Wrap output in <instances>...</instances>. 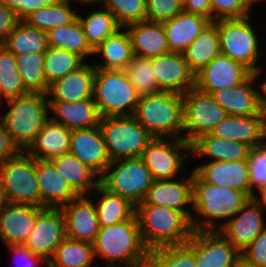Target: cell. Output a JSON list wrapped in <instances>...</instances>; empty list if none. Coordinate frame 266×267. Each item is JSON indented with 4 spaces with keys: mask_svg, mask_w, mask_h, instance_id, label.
Listing matches in <instances>:
<instances>
[{
    "mask_svg": "<svg viewBox=\"0 0 266 267\" xmlns=\"http://www.w3.org/2000/svg\"><path fill=\"white\" fill-rule=\"evenodd\" d=\"M188 243L194 248L196 267H237L241 252L220 231H193Z\"/></svg>",
    "mask_w": 266,
    "mask_h": 267,
    "instance_id": "4fadbf2b",
    "label": "cell"
},
{
    "mask_svg": "<svg viewBox=\"0 0 266 267\" xmlns=\"http://www.w3.org/2000/svg\"><path fill=\"white\" fill-rule=\"evenodd\" d=\"M72 130L50 117L26 152L35 159L51 160L70 151Z\"/></svg>",
    "mask_w": 266,
    "mask_h": 267,
    "instance_id": "83f0119b",
    "label": "cell"
},
{
    "mask_svg": "<svg viewBox=\"0 0 266 267\" xmlns=\"http://www.w3.org/2000/svg\"><path fill=\"white\" fill-rule=\"evenodd\" d=\"M35 172L41 208H61L78 197L50 160L35 159Z\"/></svg>",
    "mask_w": 266,
    "mask_h": 267,
    "instance_id": "603a6c76",
    "label": "cell"
},
{
    "mask_svg": "<svg viewBox=\"0 0 266 267\" xmlns=\"http://www.w3.org/2000/svg\"><path fill=\"white\" fill-rule=\"evenodd\" d=\"M258 193L261 194V198L254 194L252 199L262 208H266V185L258 190Z\"/></svg>",
    "mask_w": 266,
    "mask_h": 267,
    "instance_id": "680465c9",
    "label": "cell"
},
{
    "mask_svg": "<svg viewBox=\"0 0 266 267\" xmlns=\"http://www.w3.org/2000/svg\"><path fill=\"white\" fill-rule=\"evenodd\" d=\"M94 256L108 264H142L149 258V249L144 245L136 215L118 224L100 227L92 242Z\"/></svg>",
    "mask_w": 266,
    "mask_h": 267,
    "instance_id": "3957f363",
    "label": "cell"
},
{
    "mask_svg": "<svg viewBox=\"0 0 266 267\" xmlns=\"http://www.w3.org/2000/svg\"><path fill=\"white\" fill-rule=\"evenodd\" d=\"M149 258L158 267H196L195 251L188 242L152 249Z\"/></svg>",
    "mask_w": 266,
    "mask_h": 267,
    "instance_id": "ee69618b",
    "label": "cell"
},
{
    "mask_svg": "<svg viewBox=\"0 0 266 267\" xmlns=\"http://www.w3.org/2000/svg\"><path fill=\"white\" fill-rule=\"evenodd\" d=\"M237 267H248L245 264H243L242 262L237 266Z\"/></svg>",
    "mask_w": 266,
    "mask_h": 267,
    "instance_id": "003e7915",
    "label": "cell"
},
{
    "mask_svg": "<svg viewBox=\"0 0 266 267\" xmlns=\"http://www.w3.org/2000/svg\"><path fill=\"white\" fill-rule=\"evenodd\" d=\"M49 109L55 115L50 118L70 130L99 126L100 113L94 98L77 102L49 101Z\"/></svg>",
    "mask_w": 266,
    "mask_h": 267,
    "instance_id": "4316f807",
    "label": "cell"
},
{
    "mask_svg": "<svg viewBox=\"0 0 266 267\" xmlns=\"http://www.w3.org/2000/svg\"><path fill=\"white\" fill-rule=\"evenodd\" d=\"M241 262L248 267H266V227L241 251Z\"/></svg>",
    "mask_w": 266,
    "mask_h": 267,
    "instance_id": "f907efd6",
    "label": "cell"
},
{
    "mask_svg": "<svg viewBox=\"0 0 266 267\" xmlns=\"http://www.w3.org/2000/svg\"><path fill=\"white\" fill-rule=\"evenodd\" d=\"M90 196H78L60 209L65 217L66 237L92 243L100 231L95 203Z\"/></svg>",
    "mask_w": 266,
    "mask_h": 267,
    "instance_id": "d6986e66",
    "label": "cell"
},
{
    "mask_svg": "<svg viewBox=\"0 0 266 267\" xmlns=\"http://www.w3.org/2000/svg\"><path fill=\"white\" fill-rule=\"evenodd\" d=\"M250 183V198L266 185V142L251 147L247 159ZM257 188V189H254Z\"/></svg>",
    "mask_w": 266,
    "mask_h": 267,
    "instance_id": "7dc6e473",
    "label": "cell"
},
{
    "mask_svg": "<svg viewBox=\"0 0 266 267\" xmlns=\"http://www.w3.org/2000/svg\"><path fill=\"white\" fill-rule=\"evenodd\" d=\"M78 20L83 27L87 42L93 50L121 28L115 17L106 8L92 11L86 18L78 14Z\"/></svg>",
    "mask_w": 266,
    "mask_h": 267,
    "instance_id": "60d3db41",
    "label": "cell"
},
{
    "mask_svg": "<svg viewBox=\"0 0 266 267\" xmlns=\"http://www.w3.org/2000/svg\"><path fill=\"white\" fill-rule=\"evenodd\" d=\"M120 28L115 33L107 37L97 48L94 54L101 53L104 64H95V68L106 70H124L133 60L134 53L129 34L121 31Z\"/></svg>",
    "mask_w": 266,
    "mask_h": 267,
    "instance_id": "d6a6232c",
    "label": "cell"
},
{
    "mask_svg": "<svg viewBox=\"0 0 266 267\" xmlns=\"http://www.w3.org/2000/svg\"><path fill=\"white\" fill-rule=\"evenodd\" d=\"M46 96L29 92L6 101L10 108L0 121L21 151L28 149L49 118V98Z\"/></svg>",
    "mask_w": 266,
    "mask_h": 267,
    "instance_id": "5b68a950",
    "label": "cell"
},
{
    "mask_svg": "<svg viewBox=\"0 0 266 267\" xmlns=\"http://www.w3.org/2000/svg\"><path fill=\"white\" fill-rule=\"evenodd\" d=\"M21 150L14 143L9 133L5 130L3 123L0 121V165L7 159L17 156Z\"/></svg>",
    "mask_w": 266,
    "mask_h": 267,
    "instance_id": "816d5d0a",
    "label": "cell"
},
{
    "mask_svg": "<svg viewBox=\"0 0 266 267\" xmlns=\"http://www.w3.org/2000/svg\"><path fill=\"white\" fill-rule=\"evenodd\" d=\"M250 16L243 19H220L213 23L219 35L220 53L241 63L258 77L261 69L257 35L251 26Z\"/></svg>",
    "mask_w": 266,
    "mask_h": 267,
    "instance_id": "9c48e42d",
    "label": "cell"
},
{
    "mask_svg": "<svg viewBox=\"0 0 266 267\" xmlns=\"http://www.w3.org/2000/svg\"><path fill=\"white\" fill-rule=\"evenodd\" d=\"M106 267H122V264H108ZM123 267H141V264H124Z\"/></svg>",
    "mask_w": 266,
    "mask_h": 267,
    "instance_id": "be15d7a7",
    "label": "cell"
},
{
    "mask_svg": "<svg viewBox=\"0 0 266 267\" xmlns=\"http://www.w3.org/2000/svg\"><path fill=\"white\" fill-rule=\"evenodd\" d=\"M183 11L203 16L212 22L210 0H183Z\"/></svg>",
    "mask_w": 266,
    "mask_h": 267,
    "instance_id": "db71d44e",
    "label": "cell"
},
{
    "mask_svg": "<svg viewBox=\"0 0 266 267\" xmlns=\"http://www.w3.org/2000/svg\"><path fill=\"white\" fill-rule=\"evenodd\" d=\"M70 1L64 0L56 5L41 7L23 21L29 26L46 32L49 29L70 24L78 18V14L71 10Z\"/></svg>",
    "mask_w": 266,
    "mask_h": 267,
    "instance_id": "ab89813d",
    "label": "cell"
},
{
    "mask_svg": "<svg viewBox=\"0 0 266 267\" xmlns=\"http://www.w3.org/2000/svg\"><path fill=\"white\" fill-rule=\"evenodd\" d=\"M211 134L254 147L266 138V121L263 115H228L214 127Z\"/></svg>",
    "mask_w": 266,
    "mask_h": 267,
    "instance_id": "d4e9b609",
    "label": "cell"
},
{
    "mask_svg": "<svg viewBox=\"0 0 266 267\" xmlns=\"http://www.w3.org/2000/svg\"><path fill=\"white\" fill-rule=\"evenodd\" d=\"M183 139L190 144L199 136L211 133L228 114L211 94L191 88L183 95Z\"/></svg>",
    "mask_w": 266,
    "mask_h": 267,
    "instance_id": "8fae6325",
    "label": "cell"
},
{
    "mask_svg": "<svg viewBox=\"0 0 266 267\" xmlns=\"http://www.w3.org/2000/svg\"><path fill=\"white\" fill-rule=\"evenodd\" d=\"M20 0H0L5 6L12 11L18 6Z\"/></svg>",
    "mask_w": 266,
    "mask_h": 267,
    "instance_id": "94428289",
    "label": "cell"
},
{
    "mask_svg": "<svg viewBox=\"0 0 266 267\" xmlns=\"http://www.w3.org/2000/svg\"><path fill=\"white\" fill-rule=\"evenodd\" d=\"M121 28L146 20V0H103Z\"/></svg>",
    "mask_w": 266,
    "mask_h": 267,
    "instance_id": "bcb514c9",
    "label": "cell"
},
{
    "mask_svg": "<svg viewBox=\"0 0 266 267\" xmlns=\"http://www.w3.org/2000/svg\"><path fill=\"white\" fill-rule=\"evenodd\" d=\"M7 203H8V200L6 198L5 191L3 189L2 181L0 178V212L7 205Z\"/></svg>",
    "mask_w": 266,
    "mask_h": 267,
    "instance_id": "91938a15",
    "label": "cell"
},
{
    "mask_svg": "<svg viewBox=\"0 0 266 267\" xmlns=\"http://www.w3.org/2000/svg\"><path fill=\"white\" fill-rule=\"evenodd\" d=\"M124 70L140 96L161 91L153 75L151 58L134 55Z\"/></svg>",
    "mask_w": 266,
    "mask_h": 267,
    "instance_id": "f6af8a7d",
    "label": "cell"
},
{
    "mask_svg": "<svg viewBox=\"0 0 266 267\" xmlns=\"http://www.w3.org/2000/svg\"><path fill=\"white\" fill-rule=\"evenodd\" d=\"M133 116L153 137L163 138L170 135L173 139H183L181 94L159 91L142 95Z\"/></svg>",
    "mask_w": 266,
    "mask_h": 267,
    "instance_id": "277c9868",
    "label": "cell"
},
{
    "mask_svg": "<svg viewBox=\"0 0 266 267\" xmlns=\"http://www.w3.org/2000/svg\"><path fill=\"white\" fill-rule=\"evenodd\" d=\"M93 98L101 117H118L134 115L140 95L125 70L95 68Z\"/></svg>",
    "mask_w": 266,
    "mask_h": 267,
    "instance_id": "8992f818",
    "label": "cell"
},
{
    "mask_svg": "<svg viewBox=\"0 0 266 267\" xmlns=\"http://www.w3.org/2000/svg\"><path fill=\"white\" fill-rule=\"evenodd\" d=\"M46 34L48 47L66 49L78 54L83 59L94 54L78 18L70 24L49 29Z\"/></svg>",
    "mask_w": 266,
    "mask_h": 267,
    "instance_id": "8d00e7d4",
    "label": "cell"
},
{
    "mask_svg": "<svg viewBox=\"0 0 266 267\" xmlns=\"http://www.w3.org/2000/svg\"><path fill=\"white\" fill-rule=\"evenodd\" d=\"M9 250L14 252L18 257L25 260V264L21 266L15 267H37L40 264V261L43 263L47 262L41 256H38L32 253L29 249H27L24 245H9ZM17 259V258H16ZM37 265V266H36Z\"/></svg>",
    "mask_w": 266,
    "mask_h": 267,
    "instance_id": "11a10c76",
    "label": "cell"
},
{
    "mask_svg": "<svg viewBox=\"0 0 266 267\" xmlns=\"http://www.w3.org/2000/svg\"><path fill=\"white\" fill-rule=\"evenodd\" d=\"M203 181L218 187H229L250 197L247 160L210 161L193 170Z\"/></svg>",
    "mask_w": 266,
    "mask_h": 267,
    "instance_id": "7402d4cb",
    "label": "cell"
},
{
    "mask_svg": "<svg viewBox=\"0 0 266 267\" xmlns=\"http://www.w3.org/2000/svg\"><path fill=\"white\" fill-rule=\"evenodd\" d=\"M15 56L46 52L48 48L46 31L29 26L19 20L8 37L1 43Z\"/></svg>",
    "mask_w": 266,
    "mask_h": 267,
    "instance_id": "d590c367",
    "label": "cell"
},
{
    "mask_svg": "<svg viewBox=\"0 0 266 267\" xmlns=\"http://www.w3.org/2000/svg\"><path fill=\"white\" fill-rule=\"evenodd\" d=\"M251 146L240 141L222 139L207 133L199 136L191 143V154L209 156L212 161H242L247 160Z\"/></svg>",
    "mask_w": 266,
    "mask_h": 267,
    "instance_id": "4dcf8cb0",
    "label": "cell"
},
{
    "mask_svg": "<svg viewBox=\"0 0 266 267\" xmlns=\"http://www.w3.org/2000/svg\"><path fill=\"white\" fill-rule=\"evenodd\" d=\"M192 198L191 207L198 216L191 218L193 231H218L214 222L217 219L228 218L230 221L250 199L242 191L211 185L203 181L194 171H192Z\"/></svg>",
    "mask_w": 266,
    "mask_h": 267,
    "instance_id": "6da1fadb",
    "label": "cell"
},
{
    "mask_svg": "<svg viewBox=\"0 0 266 267\" xmlns=\"http://www.w3.org/2000/svg\"><path fill=\"white\" fill-rule=\"evenodd\" d=\"M183 11V0H146V20L163 23Z\"/></svg>",
    "mask_w": 266,
    "mask_h": 267,
    "instance_id": "681fc988",
    "label": "cell"
},
{
    "mask_svg": "<svg viewBox=\"0 0 266 267\" xmlns=\"http://www.w3.org/2000/svg\"><path fill=\"white\" fill-rule=\"evenodd\" d=\"M91 194L100 195V199L98 198L95 201L97 203L95 207L100 227H107L130 220L135 215L134 204L117 194L109 192L101 184Z\"/></svg>",
    "mask_w": 266,
    "mask_h": 267,
    "instance_id": "836d02e7",
    "label": "cell"
},
{
    "mask_svg": "<svg viewBox=\"0 0 266 267\" xmlns=\"http://www.w3.org/2000/svg\"><path fill=\"white\" fill-rule=\"evenodd\" d=\"M99 127L111 162L140 157L154 138L133 115L101 117Z\"/></svg>",
    "mask_w": 266,
    "mask_h": 267,
    "instance_id": "52a82bcc",
    "label": "cell"
},
{
    "mask_svg": "<svg viewBox=\"0 0 266 267\" xmlns=\"http://www.w3.org/2000/svg\"><path fill=\"white\" fill-rule=\"evenodd\" d=\"M78 54L62 48L48 47L44 55V72L47 84L62 79L68 73L81 67L84 62Z\"/></svg>",
    "mask_w": 266,
    "mask_h": 267,
    "instance_id": "b9f144b4",
    "label": "cell"
},
{
    "mask_svg": "<svg viewBox=\"0 0 266 267\" xmlns=\"http://www.w3.org/2000/svg\"><path fill=\"white\" fill-rule=\"evenodd\" d=\"M141 267H158L150 258L141 264Z\"/></svg>",
    "mask_w": 266,
    "mask_h": 267,
    "instance_id": "e7e4bbea",
    "label": "cell"
},
{
    "mask_svg": "<svg viewBox=\"0 0 266 267\" xmlns=\"http://www.w3.org/2000/svg\"><path fill=\"white\" fill-rule=\"evenodd\" d=\"M16 14L0 2V41L3 42L18 22Z\"/></svg>",
    "mask_w": 266,
    "mask_h": 267,
    "instance_id": "f5cc1de1",
    "label": "cell"
},
{
    "mask_svg": "<svg viewBox=\"0 0 266 267\" xmlns=\"http://www.w3.org/2000/svg\"><path fill=\"white\" fill-rule=\"evenodd\" d=\"M78 1H80V2H82V3H85V4H88V3H95V2H103V0H78Z\"/></svg>",
    "mask_w": 266,
    "mask_h": 267,
    "instance_id": "03108f58",
    "label": "cell"
},
{
    "mask_svg": "<svg viewBox=\"0 0 266 267\" xmlns=\"http://www.w3.org/2000/svg\"><path fill=\"white\" fill-rule=\"evenodd\" d=\"M50 161L78 196H90L100 184V178L96 179L97 174L71 153L60 155Z\"/></svg>",
    "mask_w": 266,
    "mask_h": 267,
    "instance_id": "1f68e13d",
    "label": "cell"
},
{
    "mask_svg": "<svg viewBox=\"0 0 266 267\" xmlns=\"http://www.w3.org/2000/svg\"><path fill=\"white\" fill-rule=\"evenodd\" d=\"M135 215L143 243L149 250L186 244L193 232L191 221L175 209L136 205Z\"/></svg>",
    "mask_w": 266,
    "mask_h": 267,
    "instance_id": "7a4b0ae2",
    "label": "cell"
},
{
    "mask_svg": "<svg viewBox=\"0 0 266 267\" xmlns=\"http://www.w3.org/2000/svg\"><path fill=\"white\" fill-rule=\"evenodd\" d=\"M261 89V94H259V99H260V109L261 113L264 116V119L266 121V80L263 81L261 85H259ZM263 92V93H262ZM264 94V96H263Z\"/></svg>",
    "mask_w": 266,
    "mask_h": 267,
    "instance_id": "6f0895ef",
    "label": "cell"
},
{
    "mask_svg": "<svg viewBox=\"0 0 266 267\" xmlns=\"http://www.w3.org/2000/svg\"><path fill=\"white\" fill-rule=\"evenodd\" d=\"M70 151L100 178L110 164L107 147L99 126L74 129L70 135Z\"/></svg>",
    "mask_w": 266,
    "mask_h": 267,
    "instance_id": "ac0fdd59",
    "label": "cell"
},
{
    "mask_svg": "<svg viewBox=\"0 0 266 267\" xmlns=\"http://www.w3.org/2000/svg\"><path fill=\"white\" fill-rule=\"evenodd\" d=\"M190 69L196 74L220 54V43L217 27L210 24L182 52Z\"/></svg>",
    "mask_w": 266,
    "mask_h": 267,
    "instance_id": "e575fe53",
    "label": "cell"
},
{
    "mask_svg": "<svg viewBox=\"0 0 266 267\" xmlns=\"http://www.w3.org/2000/svg\"><path fill=\"white\" fill-rule=\"evenodd\" d=\"M190 155H192L191 144L184 139H173V142H170L164 138L154 137L140 158L150 170L154 180H165L173 179L181 167L184 169L185 159Z\"/></svg>",
    "mask_w": 266,
    "mask_h": 267,
    "instance_id": "7c38bea8",
    "label": "cell"
},
{
    "mask_svg": "<svg viewBox=\"0 0 266 267\" xmlns=\"http://www.w3.org/2000/svg\"><path fill=\"white\" fill-rule=\"evenodd\" d=\"M0 178L8 203L40 207V189L35 172V158L26 151L0 165Z\"/></svg>",
    "mask_w": 266,
    "mask_h": 267,
    "instance_id": "30bf717a",
    "label": "cell"
},
{
    "mask_svg": "<svg viewBox=\"0 0 266 267\" xmlns=\"http://www.w3.org/2000/svg\"><path fill=\"white\" fill-rule=\"evenodd\" d=\"M252 72L230 57L219 54L195 74V87L211 94L223 88H232L245 81Z\"/></svg>",
    "mask_w": 266,
    "mask_h": 267,
    "instance_id": "9a60e30c",
    "label": "cell"
},
{
    "mask_svg": "<svg viewBox=\"0 0 266 267\" xmlns=\"http://www.w3.org/2000/svg\"><path fill=\"white\" fill-rule=\"evenodd\" d=\"M43 209L32 204L7 203L0 212V239L7 246L23 245Z\"/></svg>",
    "mask_w": 266,
    "mask_h": 267,
    "instance_id": "ffe728a7",
    "label": "cell"
},
{
    "mask_svg": "<svg viewBox=\"0 0 266 267\" xmlns=\"http://www.w3.org/2000/svg\"><path fill=\"white\" fill-rule=\"evenodd\" d=\"M193 204L192 174L183 181L154 180L143 201L138 205H157L181 211L190 221L193 216L184 206Z\"/></svg>",
    "mask_w": 266,
    "mask_h": 267,
    "instance_id": "44dd1931",
    "label": "cell"
},
{
    "mask_svg": "<svg viewBox=\"0 0 266 267\" xmlns=\"http://www.w3.org/2000/svg\"><path fill=\"white\" fill-rule=\"evenodd\" d=\"M262 208L252 199L230 221L221 223L220 233L240 252L266 227Z\"/></svg>",
    "mask_w": 266,
    "mask_h": 267,
    "instance_id": "e0dca14e",
    "label": "cell"
},
{
    "mask_svg": "<svg viewBox=\"0 0 266 267\" xmlns=\"http://www.w3.org/2000/svg\"><path fill=\"white\" fill-rule=\"evenodd\" d=\"M40 0H20L18 6L13 10L18 20H24L32 12L44 7Z\"/></svg>",
    "mask_w": 266,
    "mask_h": 267,
    "instance_id": "9f6ffc18",
    "label": "cell"
},
{
    "mask_svg": "<svg viewBox=\"0 0 266 267\" xmlns=\"http://www.w3.org/2000/svg\"><path fill=\"white\" fill-rule=\"evenodd\" d=\"M126 28L134 55L152 58L170 53L162 23L145 20Z\"/></svg>",
    "mask_w": 266,
    "mask_h": 267,
    "instance_id": "f1b7e54d",
    "label": "cell"
},
{
    "mask_svg": "<svg viewBox=\"0 0 266 267\" xmlns=\"http://www.w3.org/2000/svg\"><path fill=\"white\" fill-rule=\"evenodd\" d=\"M212 23L220 19H243L251 16L249 13L254 0H210Z\"/></svg>",
    "mask_w": 266,
    "mask_h": 267,
    "instance_id": "c3c4849f",
    "label": "cell"
},
{
    "mask_svg": "<svg viewBox=\"0 0 266 267\" xmlns=\"http://www.w3.org/2000/svg\"><path fill=\"white\" fill-rule=\"evenodd\" d=\"M162 24L170 52L182 53L212 22L203 16L182 11Z\"/></svg>",
    "mask_w": 266,
    "mask_h": 267,
    "instance_id": "f546056e",
    "label": "cell"
},
{
    "mask_svg": "<svg viewBox=\"0 0 266 267\" xmlns=\"http://www.w3.org/2000/svg\"><path fill=\"white\" fill-rule=\"evenodd\" d=\"M64 0H40V3H44L45 6L56 5Z\"/></svg>",
    "mask_w": 266,
    "mask_h": 267,
    "instance_id": "6125c7cd",
    "label": "cell"
},
{
    "mask_svg": "<svg viewBox=\"0 0 266 267\" xmlns=\"http://www.w3.org/2000/svg\"><path fill=\"white\" fill-rule=\"evenodd\" d=\"M44 55L45 52H39L15 56L23 85L30 93L48 94L50 86L44 72Z\"/></svg>",
    "mask_w": 266,
    "mask_h": 267,
    "instance_id": "f35d334b",
    "label": "cell"
},
{
    "mask_svg": "<svg viewBox=\"0 0 266 267\" xmlns=\"http://www.w3.org/2000/svg\"><path fill=\"white\" fill-rule=\"evenodd\" d=\"M94 257L92 243L66 237L55 249L47 267H89Z\"/></svg>",
    "mask_w": 266,
    "mask_h": 267,
    "instance_id": "74e56055",
    "label": "cell"
},
{
    "mask_svg": "<svg viewBox=\"0 0 266 267\" xmlns=\"http://www.w3.org/2000/svg\"><path fill=\"white\" fill-rule=\"evenodd\" d=\"M153 182L150 170L140 157L110 162L100 177V184L104 188L135 206L143 201Z\"/></svg>",
    "mask_w": 266,
    "mask_h": 267,
    "instance_id": "ba28073f",
    "label": "cell"
},
{
    "mask_svg": "<svg viewBox=\"0 0 266 267\" xmlns=\"http://www.w3.org/2000/svg\"><path fill=\"white\" fill-rule=\"evenodd\" d=\"M29 92L23 85L16 65L15 55L5 46L0 45V103L20 97ZM3 96V97H2Z\"/></svg>",
    "mask_w": 266,
    "mask_h": 267,
    "instance_id": "7bdbcfd3",
    "label": "cell"
},
{
    "mask_svg": "<svg viewBox=\"0 0 266 267\" xmlns=\"http://www.w3.org/2000/svg\"><path fill=\"white\" fill-rule=\"evenodd\" d=\"M256 74H251L245 81L232 88H223L211 93L228 115L250 116L262 115L260 109V92L254 87ZM253 85V86H252Z\"/></svg>",
    "mask_w": 266,
    "mask_h": 267,
    "instance_id": "cb8c5ba5",
    "label": "cell"
},
{
    "mask_svg": "<svg viewBox=\"0 0 266 267\" xmlns=\"http://www.w3.org/2000/svg\"><path fill=\"white\" fill-rule=\"evenodd\" d=\"M95 67L84 63L62 79L50 85L49 101L77 102L93 98Z\"/></svg>",
    "mask_w": 266,
    "mask_h": 267,
    "instance_id": "484cf974",
    "label": "cell"
},
{
    "mask_svg": "<svg viewBox=\"0 0 266 267\" xmlns=\"http://www.w3.org/2000/svg\"><path fill=\"white\" fill-rule=\"evenodd\" d=\"M65 238V217L62 210L44 208L37 215L33 229L23 245L48 262Z\"/></svg>",
    "mask_w": 266,
    "mask_h": 267,
    "instance_id": "5bb4252c",
    "label": "cell"
},
{
    "mask_svg": "<svg viewBox=\"0 0 266 267\" xmlns=\"http://www.w3.org/2000/svg\"><path fill=\"white\" fill-rule=\"evenodd\" d=\"M151 66L158 88L183 95L195 87V73L182 53L170 52L151 58Z\"/></svg>",
    "mask_w": 266,
    "mask_h": 267,
    "instance_id": "2e32d148",
    "label": "cell"
}]
</instances>
